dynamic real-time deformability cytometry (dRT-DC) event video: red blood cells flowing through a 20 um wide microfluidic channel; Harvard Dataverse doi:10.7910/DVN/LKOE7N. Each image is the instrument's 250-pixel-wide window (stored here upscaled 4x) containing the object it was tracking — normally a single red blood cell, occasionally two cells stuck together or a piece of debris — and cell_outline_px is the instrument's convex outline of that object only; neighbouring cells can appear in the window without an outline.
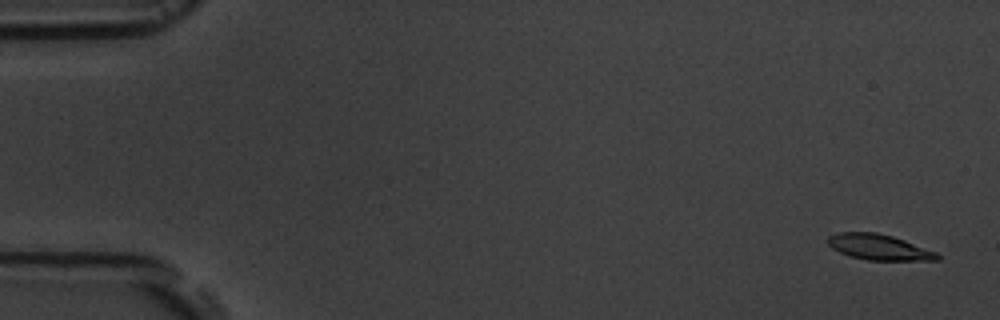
{"species": "common noctule bat (a hibernating species)", "species_latin": "Nyctalus noctula", "temperature_condition": "room temperature", "stored_images_in_passage": 7, "camera_frame_rate_fps": 3000, "um_per_image_px": 0.085, "animal": {"sex": "male", "body_mass_g": 19.5, "forearm_length_mm": 54.6}, "frame": {"image": 1, "passage_image": 1, "time_ms": 0.0, "image_size_px": [1000, 320], "cell_outline_px": [[940, 260], [868, 260], [848, 256], [832, 248], [828, 244], [828, 236], [836, 232], [876, 232], [892, 236], [904, 240], [936, 252], [940, 256]], "centroid_in_image_um": [74.68, 21.0], "position_along_channel_um": 10.3, "area_um2": 16.3}}
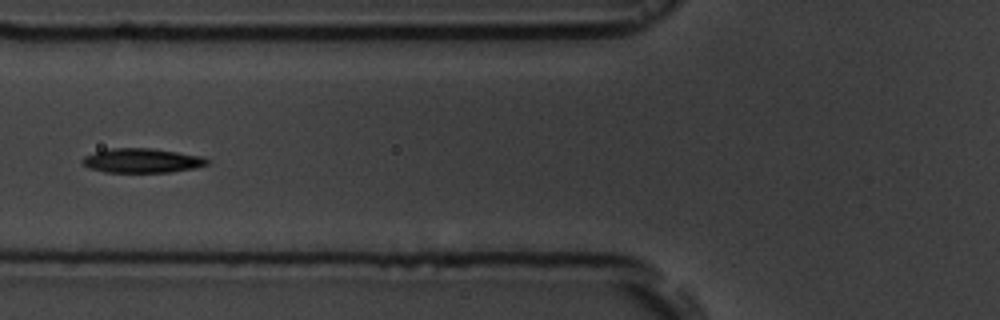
{"frame": {"image": 2, "passage_image": 7, "time_ms": 6.667, "image_size_px": [1000, 320], "cell_outline_px": [[212, 160], [208, 164], [196, 168], [172, 172], [104, 172], [88, 168], [80, 160], [84, 156], [96, 152], [112, 148], [152, 148], [200, 156]], "centroid_in_image_um": [12.08, 13.66], "position_along_channel_um": 113.7, "area_um2": 17.74}}